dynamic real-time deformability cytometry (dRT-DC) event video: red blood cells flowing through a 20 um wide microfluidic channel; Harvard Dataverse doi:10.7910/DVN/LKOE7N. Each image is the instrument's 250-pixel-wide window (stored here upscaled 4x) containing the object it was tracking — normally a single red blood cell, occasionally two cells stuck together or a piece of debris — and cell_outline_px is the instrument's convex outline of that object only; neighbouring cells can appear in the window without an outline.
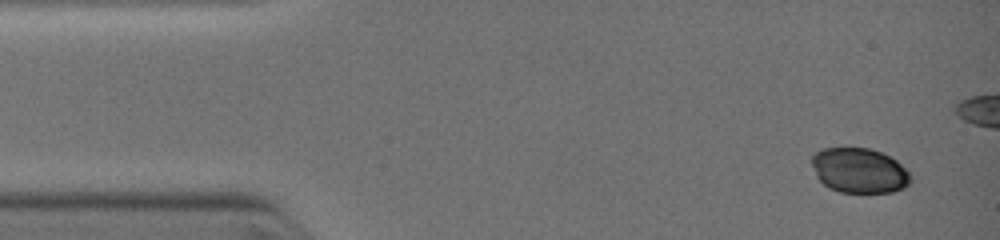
{"species": "common noctule bat (a hibernating species)", "species_latin": "Nyctalus noctula", "temperature_condition": "warm", "stored_images_in_passage": 9, "camera_frame_rate_fps": 3000, "um_per_image_px": 0.085, "animal": {"sex": "female", "body_mass_g": 19.0, "forearm_length_mm": 51.5}, "frame": {"image": 1, "passage_image": 1, "time_ms": 0.0, "image_size_px": [1000, 240], "cell_outline_px": [[908, 184], [904, 188], [892, 192], [840, 192], [828, 188], [816, 176], [812, 164], [812, 156], [816, 152], [824, 148], [868, 148], [880, 152], [896, 160], [908, 172]], "centroid_in_image_um": [73.0, 14.5], "position_along_channel_um": 12.0, "area_um2": 25.55}}